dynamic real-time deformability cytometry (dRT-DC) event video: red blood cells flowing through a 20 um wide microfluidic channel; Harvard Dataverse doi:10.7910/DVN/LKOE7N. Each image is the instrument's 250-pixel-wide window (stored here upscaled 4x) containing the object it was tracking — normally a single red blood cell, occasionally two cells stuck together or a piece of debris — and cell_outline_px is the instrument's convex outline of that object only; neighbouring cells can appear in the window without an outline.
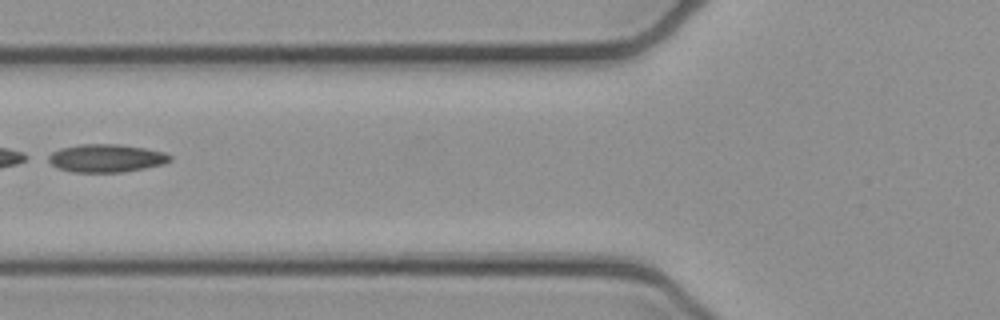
{"species": "common noctule bat (a hibernating species)", "species_latin": "Nyctalus noctula", "temperature_condition": "cold", "stored_images_in_passage": 6, "camera_frame_rate_fps": 3000, "um_per_image_px": 0.085, "animal": {"sex": "female", "body_mass_g": 21.9}, "frame": {"image": 1, "passage_image": 5, "time_ms": 1.333, "image_size_px": [1000, 320], "cell_outline_px": [[172, 160], [164, 164], [124, 172], [72, 172], [56, 168], [44, 156], [60, 148], [80, 144], [120, 144], [144, 148], [164, 152], [172, 156]], "centroid_in_image_um": [9.0, 13.44], "position_along_channel_um": 116.8, "area_um2": 20.06}}
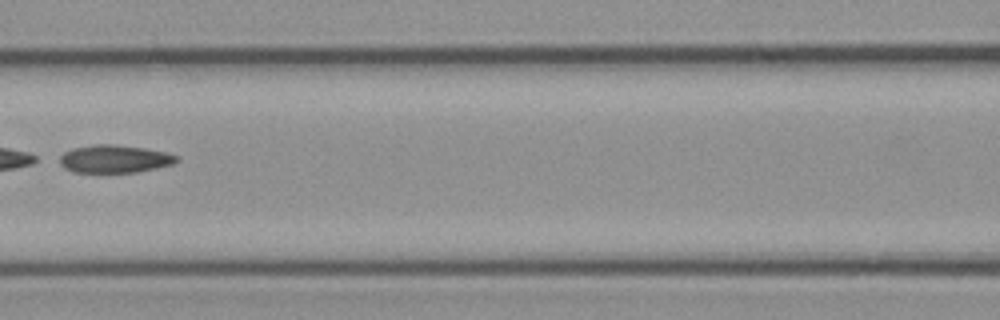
{"frame": {"image": 2, "passage_image": 6, "time_ms": 1.667, "image_size_px": [1000, 320], "cell_outline_px": [[180, 160], [172, 164], [156, 168], [136, 172], [72, 172], [64, 168], [60, 164], [60, 156], [64, 152], [72, 148], [96, 144], [112, 144], [144, 148], [168, 152], [180, 156]], "centroid_in_image_um": [9.76, 13.5], "position_along_channel_um": 156.8, "area_um2": 19.07}}